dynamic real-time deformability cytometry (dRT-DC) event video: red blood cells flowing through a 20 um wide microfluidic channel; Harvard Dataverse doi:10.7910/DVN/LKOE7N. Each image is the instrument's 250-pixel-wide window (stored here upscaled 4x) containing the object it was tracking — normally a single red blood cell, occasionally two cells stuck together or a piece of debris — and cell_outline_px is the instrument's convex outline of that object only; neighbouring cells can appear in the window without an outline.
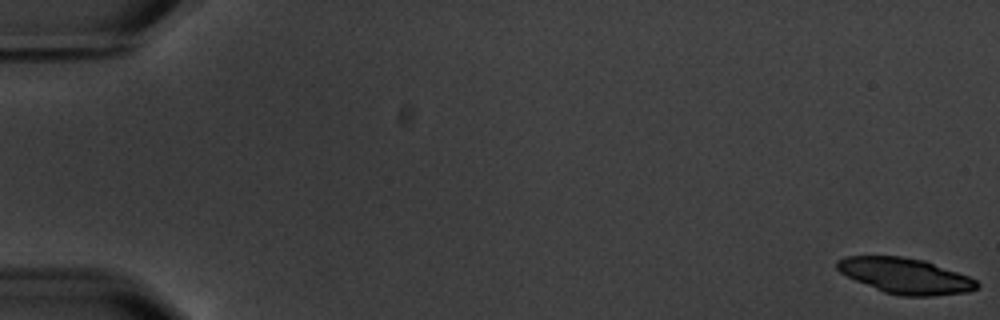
{"species": "common noctule bat (a hibernating species)", "species_latin": "Nyctalus noctula", "temperature_condition": "warm", "stored_images_in_passage": 12, "camera_frame_rate_fps": 3000, "um_per_image_px": 0.085, "animal": {"sex": "male", "body_mass_g": 20.1, "forearm_length_mm": 53.5}, "frame": {"image": 1, "passage_image": 1, "time_ms": 0.0, "image_size_px": [1000, 320], "cell_outline_px": [[980, 284], [976, 288], [968, 292], [932, 296], [900, 296], [884, 292], [856, 280], [840, 272], [836, 268], [836, 260], [848, 256], [900, 256], [924, 260], [968, 276], [976, 280]], "centroid_in_image_um": [76.95, 23.45], "position_along_channel_um": 8.0, "area_um2": 28.78}}
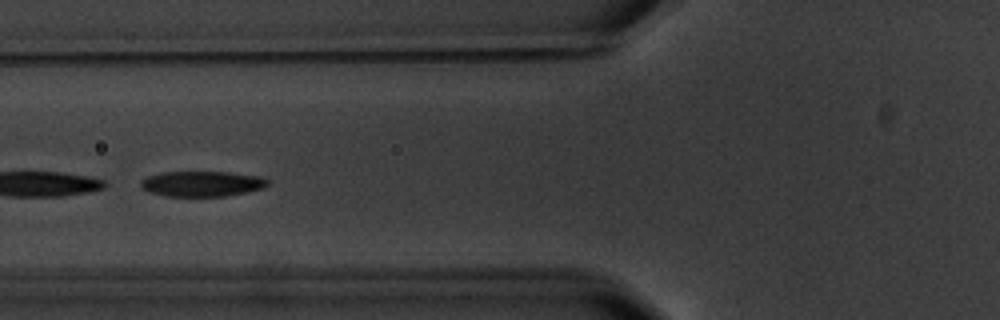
{"frame": {"image": 2, "passage_image": 7, "time_ms": 7.667, "image_size_px": [1000, 320], "cell_outline_px": [[268, 184], [264, 188], [224, 196], [164, 196], [148, 192], [140, 188], [140, 180], [148, 176], [160, 172], [228, 172], [260, 176], [268, 180]], "centroid_in_image_um": [17.11, 15.62], "position_along_channel_um": 108.7, "area_um2": 18.84}}
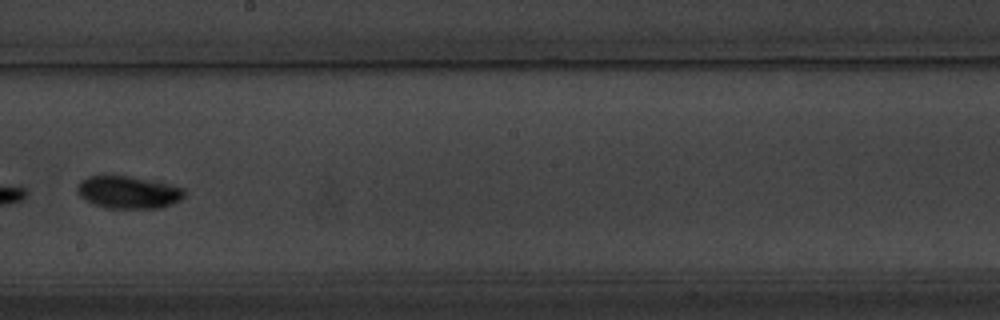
{"frame": {"image": 3, "passage_image": 10, "time_ms": 11.333, "image_size_px": [1000, 320], "cell_outline_px": [[188, 196], [172, 204], [160, 208], [108, 208], [92, 204], [80, 196], [76, 192], [76, 184], [80, 180], [88, 176], [104, 172], [132, 176], [184, 188], [188, 192]], "centroid_in_image_um": [10.86, 16.3], "position_along_channel_um": 237.3, "area_um2": 21.15}}